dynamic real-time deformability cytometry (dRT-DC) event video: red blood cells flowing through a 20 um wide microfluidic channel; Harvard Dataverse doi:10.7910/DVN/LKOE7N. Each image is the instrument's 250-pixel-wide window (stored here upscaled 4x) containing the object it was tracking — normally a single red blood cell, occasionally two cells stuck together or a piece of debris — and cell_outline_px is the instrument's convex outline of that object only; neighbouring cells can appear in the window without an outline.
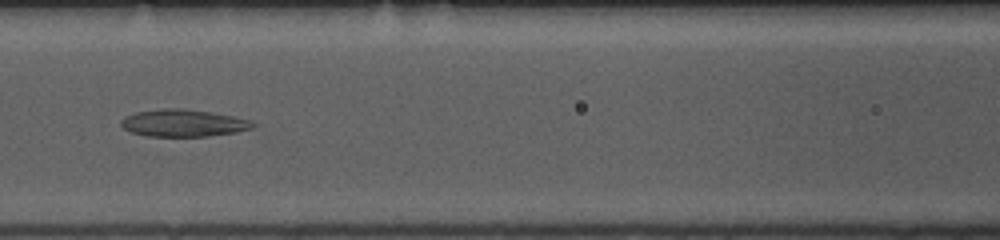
{"species": "common noctule bat (a hibernating species)", "species_latin": "Nyctalus noctula", "temperature_condition": "room temperature", "stored_images_in_passage": 53, "camera_frame_rate_fps": 3000, "um_per_image_px": 0.085, "animal": {"sex": "female", "body_mass_g": 10.0, "forearm_length_mm": 53.1}, "frame": {"image": 1, "passage_image": 23, "time_ms": 7.333, "image_size_px": [1000, 240], "cell_outline_px": [[256, 124], [252, 128], [236, 132], [208, 136], [148, 136], [132, 132], [124, 128], [120, 124], [120, 120], [124, 116], [136, 112], [164, 108], [180, 108], [212, 112], [252, 120]], "centroid_in_image_um": [15.58, 10.45], "position_along_channel_um": 151.0, "area_um2": 20.87}}
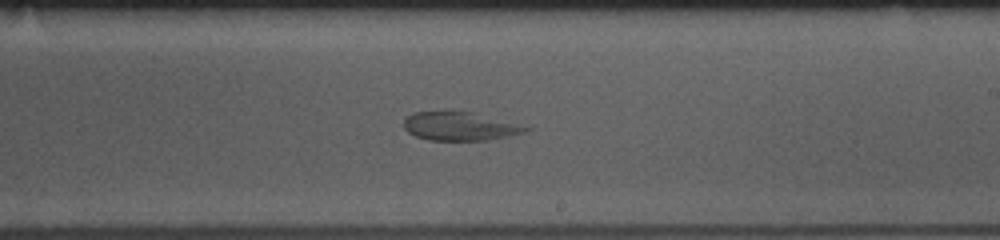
{"frame": {"image": 2, "passage_image": 31, "time_ms": 10.0, "image_size_px": [1000, 240], "cell_outline_px": [[532, 128], [528, 132], [488, 140], [428, 140], [416, 136], [408, 132], [404, 128], [404, 120], [412, 112], [444, 108], [452, 108], [472, 112]], "centroid_in_image_um": [39.02, 10.68], "position_along_channel_um": 250.0, "area_um2": 20.92}}
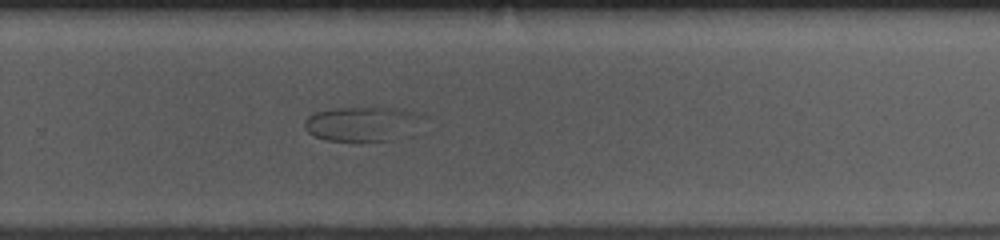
{"frame": {"image": 3, "passage_image": 35, "time_ms": 11.333, "image_size_px": [1000, 240], "cell_outline_px": [[428, 116], [392, 140], [360, 144], [324, 140], [312, 136], [304, 128], [304, 120], [308, 116], [316, 112], [336, 108], [376, 104], [404, 108]], "centroid_in_image_um": [30.74, 10.5], "position_along_channel_um": 299.1, "area_um2": 25.26}}